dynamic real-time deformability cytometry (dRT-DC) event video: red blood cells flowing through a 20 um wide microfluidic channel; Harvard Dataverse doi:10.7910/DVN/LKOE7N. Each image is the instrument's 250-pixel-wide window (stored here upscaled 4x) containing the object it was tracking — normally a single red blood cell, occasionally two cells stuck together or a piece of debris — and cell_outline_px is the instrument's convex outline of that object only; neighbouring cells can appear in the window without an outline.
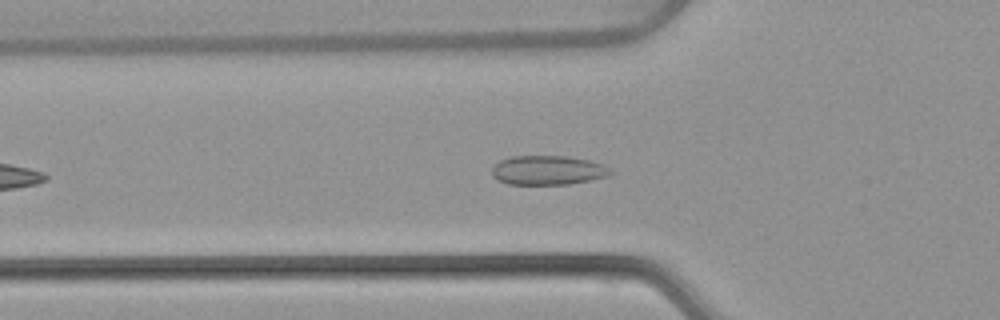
{"species": "common noctule bat (a hibernating species)", "species_latin": "Nyctalus noctula", "temperature_condition": "warm", "stored_images_in_passage": 28, "camera_frame_rate_fps": 3000, "um_per_image_px": 0.085, "animal": {"sex": "female", "body_mass_g": 22.7, "forearm_length_mm": 54.2}, "frame": {"image": 1, "passage_image": 3, "time_ms": 0.667, "image_size_px": [1000, 320], "cell_outline_px": [[616, 172], [608, 176], [592, 180], [568, 184], [508, 184], [496, 180], [492, 176], [492, 168], [500, 160], [512, 156], [568, 156], [592, 160], [604, 164], [612, 168]], "centroid_in_image_um": [46.64, 14.46], "position_along_channel_um": 79.2, "area_um2": 20.63}}
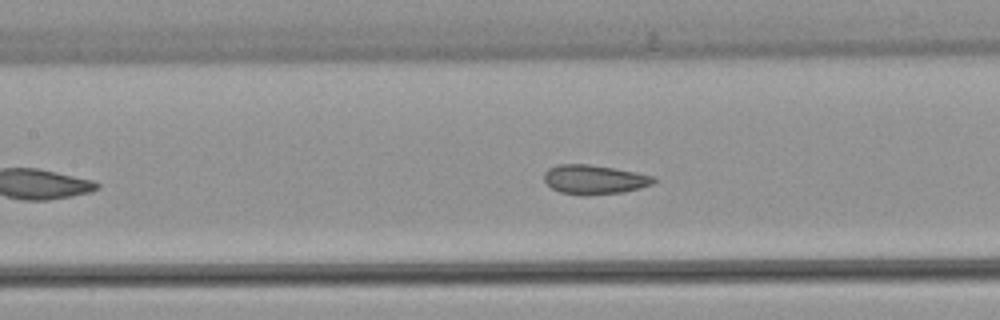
{"frame": {"image": 2, "passage_image": 9, "time_ms": 2.667, "image_size_px": [1000, 320], "cell_outline_px": [[656, 180], [652, 184], [640, 188], [624, 192], [584, 196], [560, 192], [552, 188], [544, 180], [544, 172], [548, 168], [556, 164], [588, 164], [636, 172], [656, 176]], "centroid_in_image_um": [50.51, 15.26], "position_along_channel_um": 156.9, "area_um2": 18.84}}
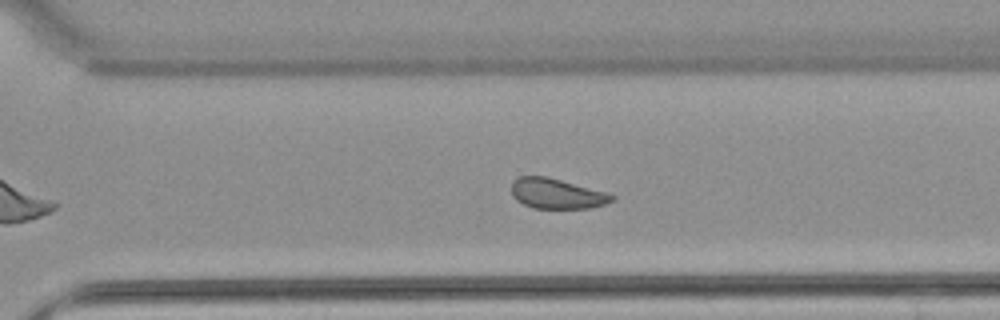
{"frame": {"image": 3, "passage_image": 22, "time_ms": 7.0, "image_size_px": [1000, 320], "cell_outline_px": [[616, 196], [612, 200], [604, 204], [592, 208], [532, 208], [516, 200], [512, 196], [512, 180], [520, 176], [548, 176], [608, 192]], "centroid_in_image_um": [47.32, 16.45], "position_along_channel_um": 323.3, "area_um2": 17.86}}